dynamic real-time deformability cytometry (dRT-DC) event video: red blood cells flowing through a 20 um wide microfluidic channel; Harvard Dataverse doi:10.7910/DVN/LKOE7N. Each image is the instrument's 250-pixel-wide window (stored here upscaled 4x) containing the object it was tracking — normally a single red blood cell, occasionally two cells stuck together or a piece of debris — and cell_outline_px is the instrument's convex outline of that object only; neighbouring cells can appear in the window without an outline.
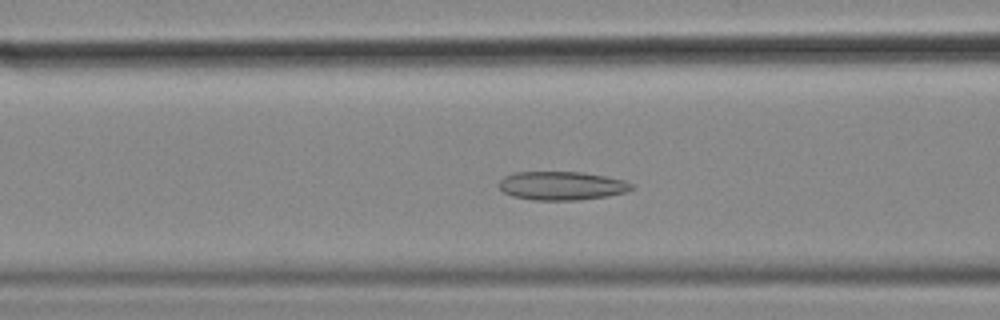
{"species": "common noctule bat (a hibernating species)", "species_latin": "Nyctalus noctula", "temperature_condition": "cold", "stored_images_in_passage": 57, "camera_frame_rate_fps": 3000, "um_per_image_px": 0.085, "animal": {"sex": "female", "body_mass_g": 18.4}, "frame": {"image": 1, "passage_image": 22, "time_ms": 7.0, "image_size_px": [1000, 320], "cell_outline_px": [[636, 188], [628, 192], [608, 196], [576, 200], [532, 200], [512, 196], [504, 192], [500, 188], [500, 180], [504, 176], [516, 172], [584, 172], [624, 180], [636, 184]], "centroid_in_image_um": [47.81, 15.79], "position_along_channel_um": 118.8, "area_um2": 22.31}}
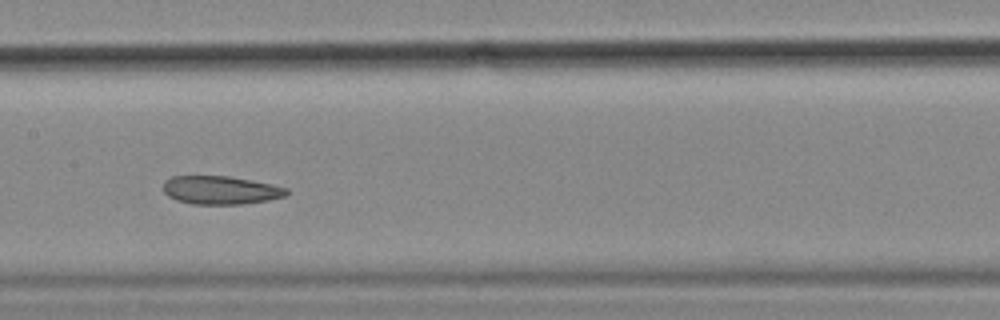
{"frame": {"image": 2, "passage_image": 28, "time_ms": 9.0, "image_size_px": [1000, 320], "cell_outline_px": [[288, 192], [284, 196], [268, 200], [240, 204], [192, 204], [176, 200], [168, 196], [164, 192], [164, 180], [172, 176], [228, 176], [252, 180], [272, 184], [288, 188]], "centroid_in_image_um": [18.73, 16.15], "position_along_channel_um": 188.7, "area_um2": 20.35}}
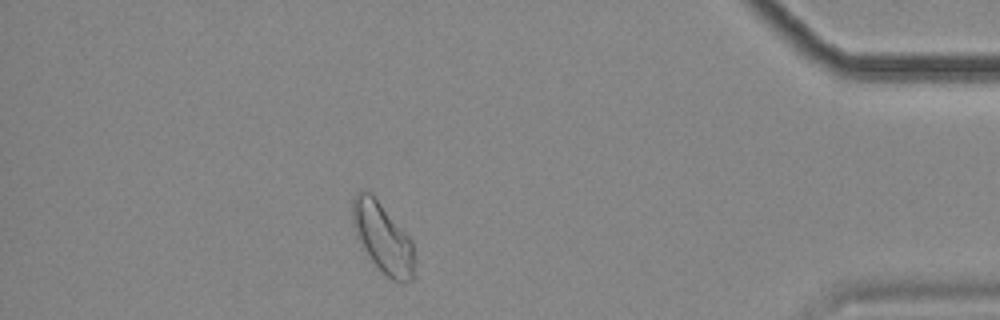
{"frame": {"image": 3, "passage_image": 50, "time_ms": 16.333, "image_size_px": [1000, 320], "cell_outline_px": [[412, 280], [392, 280], [360, 248], [352, 224], [352, 200], [356, 192], [364, 188], [380, 204], [412, 240]], "centroid_in_image_um": [32.44, 20.16], "position_along_channel_um": 402.8, "area_um2": 24.51}, "authors_computed_cell_mechanics": {"area_um2": 23.5246, "velocity_mm_per_s": 3.4979, "shape_relaxation_time_tau1_ms": null, "shape_relaxation_time_tau2_ms": 5.358, "deformation_change_tau1": null, "deformation_change_tau2": 0.1066}}